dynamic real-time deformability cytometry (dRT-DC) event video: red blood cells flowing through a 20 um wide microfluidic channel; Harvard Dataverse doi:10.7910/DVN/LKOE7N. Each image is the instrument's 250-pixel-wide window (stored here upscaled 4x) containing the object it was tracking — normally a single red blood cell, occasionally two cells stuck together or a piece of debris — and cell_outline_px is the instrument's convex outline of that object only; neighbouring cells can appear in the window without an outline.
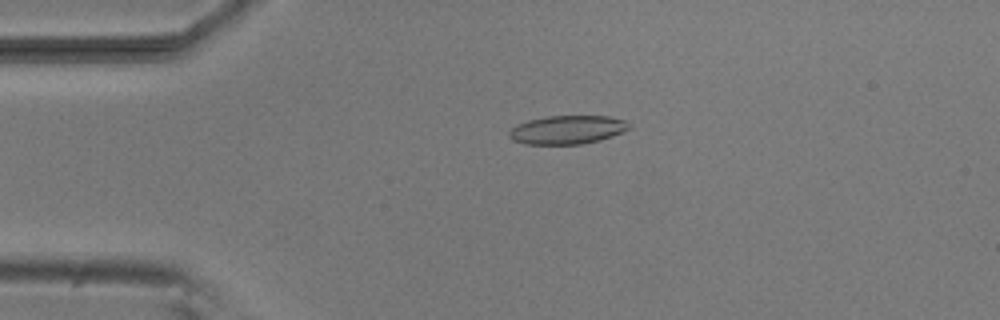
{"species": "common noctule bat (a hibernating species)", "species_latin": "Nyctalus noctula", "temperature_condition": "room temperature", "stored_images_in_passage": 53, "camera_frame_rate_fps": 3000, "um_per_image_px": 0.085, "animal": {"sex": "male", "body_mass_g": 20.5, "forearm_length_mm": 52.5}, "frame": {"image": 1, "passage_image": 12, "time_ms": 3.667, "image_size_px": [1000, 320], "cell_outline_px": [[628, 128], [612, 136], [600, 140], [580, 144], [524, 144], [512, 140], [508, 136], [508, 132], [516, 124], [528, 120], [548, 116], [608, 116], [624, 120], [628, 124]], "centroid_in_image_um": [48.15, 11.03], "position_along_channel_um": 36.9, "area_um2": 19.83}}
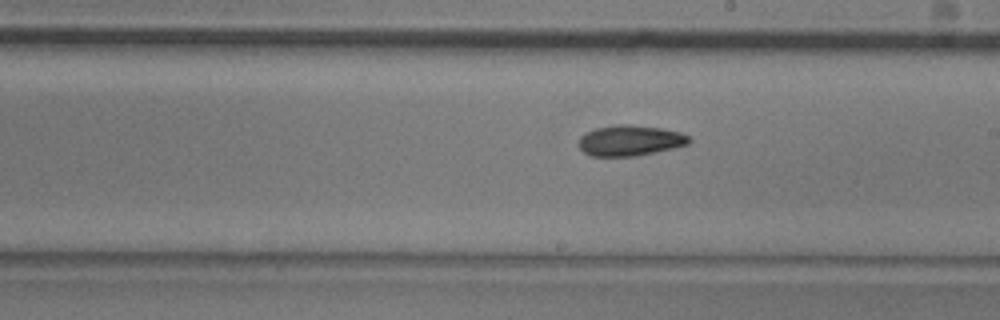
{"frame": {"image": 2, "passage_image": 30, "time_ms": 9.667, "image_size_px": [1000, 320], "cell_outline_px": [[692, 140], [688, 144], [672, 148], [636, 156], [592, 156], [584, 152], [580, 148], [580, 136], [584, 132], [596, 128], [616, 124], [632, 124], [660, 128], [680, 132], [688, 136]], "centroid_in_image_um": [53.54, 11.93], "position_along_channel_um": 235.5, "area_um2": 19.65}}
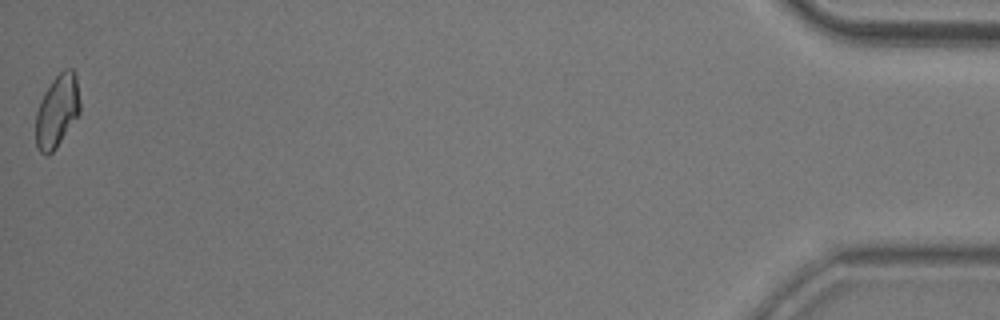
{"frame": {"image": 3, "passage_image": 53, "time_ms": 17.333, "image_size_px": [1000, 320], "cell_outline_px": [[80, 112], [56, 148], [48, 156], [44, 156], [40, 152], [36, 144], [36, 112], [40, 100], [44, 92], [52, 80], [64, 68], [72, 68], [76, 76], [80, 100]], "centroid_in_image_um": [4.85, 9.43], "position_along_channel_um": 430.3, "area_um2": 18.79}, "authors_computed_cell_mechanics": {"area_um2": 19.363, "velocity_mm_per_s": 3.8339, "shape_relaxation_time_tau1_ms": 9.5573, "shape_relaxation_time_tau2_ms": 7.9296, "deformation_change_tau1": 0.1718, "deformation_change_tau2": 0.143}}